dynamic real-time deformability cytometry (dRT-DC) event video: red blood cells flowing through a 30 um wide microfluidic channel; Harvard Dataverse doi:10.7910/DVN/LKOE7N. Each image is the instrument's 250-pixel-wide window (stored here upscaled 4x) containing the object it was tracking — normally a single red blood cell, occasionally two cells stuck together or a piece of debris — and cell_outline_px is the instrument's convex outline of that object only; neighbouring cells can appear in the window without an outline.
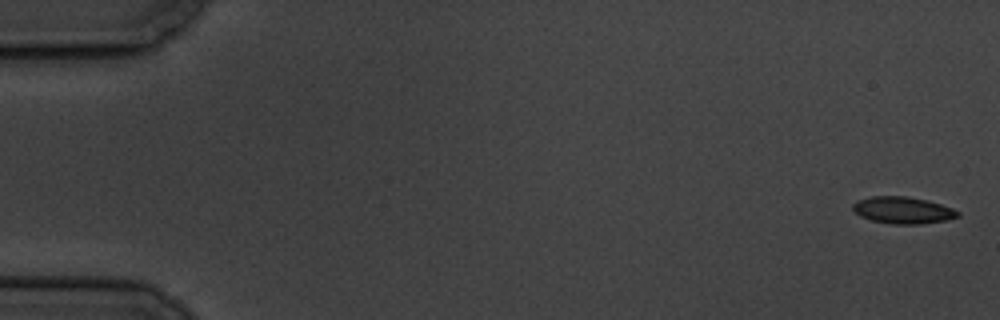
{"species": "common noctule bat (a hibernating species)", "species_latin": "Nyctalus noctula", "temperature_condition": "cold", "stored_images_in_passage": 5, "camera_frame_rate_fps": 3000, "um_per_image_px": 0.085, "animal": {"sex": "male", "body_mass_g": 19.5, "forearm_length_mm": 54.6}, "frame": {"image": 1, "passage_image": 1, "time_ms": 0.0, "image_size_px": [1000, 320], "cell_outline_px": [[960, 216], [944, 220], [920, 224], [892, 224], [872, 220], [860, 216], [852, 208], [852, 204], [860, 200], [872, 196], [908, 196], [940, 204], [952, 208], [960, 212]], "centroid_in_image_um": [76.74, 17.87], "position_along_channel_um": 8.3, "area_um2": 16.18}}
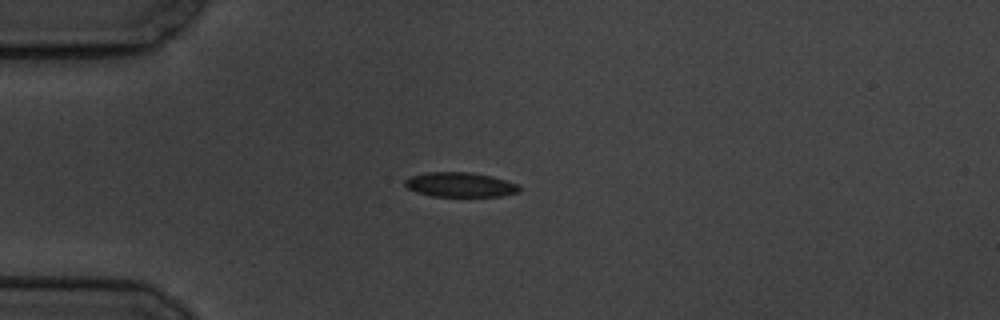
{"frame": {"image": 2, "passage_image": 5, "time_ms": 4.667, "image_size_px": [1000, 320], "cell_outline_px": [[520, 192], [500, 196], [432, 196], [416, 192], [408, 188], [404, 184], [404, 180], [408, 176], [424, 172], [468, 172], [492, 176], [520, 184]], "centroid_in_image_um": [39.1, 15.69], "position_along_channel_um": 45.9, "area_um2": 16.59}}